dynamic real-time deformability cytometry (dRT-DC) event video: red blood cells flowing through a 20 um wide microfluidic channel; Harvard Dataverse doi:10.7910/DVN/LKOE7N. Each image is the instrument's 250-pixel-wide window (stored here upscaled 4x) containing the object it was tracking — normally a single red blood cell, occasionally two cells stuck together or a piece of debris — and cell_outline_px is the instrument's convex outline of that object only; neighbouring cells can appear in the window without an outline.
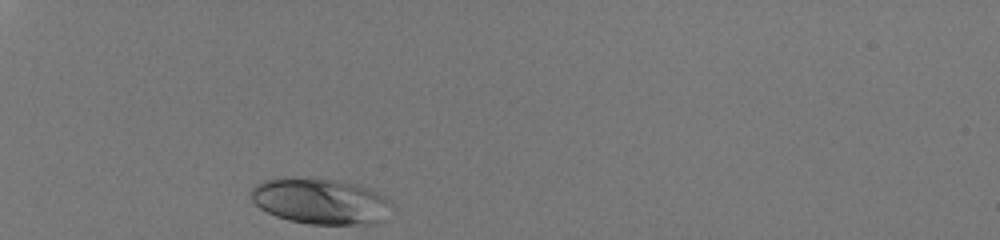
{"species": "human", "species_latin": "Homo sapiens", "temperature_condition": "room temperature", "stored_images_in_passage": 29, "camera_frame_rate_fps": 3000, "um_per_image_px": 0.085, "donor": {"sex": "male"}, "frame": {"image": 1, "passage_image": 1, "time_ms": 0.0, "image_size_px": [1000, 240], "cell_outline_px": [[392, 204], [376, 224], [308, 224], [288, 220], [276, 216], [260, 208], [252, 200], [252, 188], [256, 184], [264, 180], [336, 180], [356, 184], [368, 188], [392, 200]], "centroid_in_image_um": [27.26, 17.14], "position_along_channel_um": 57.7, "area_um2": 36.47}}
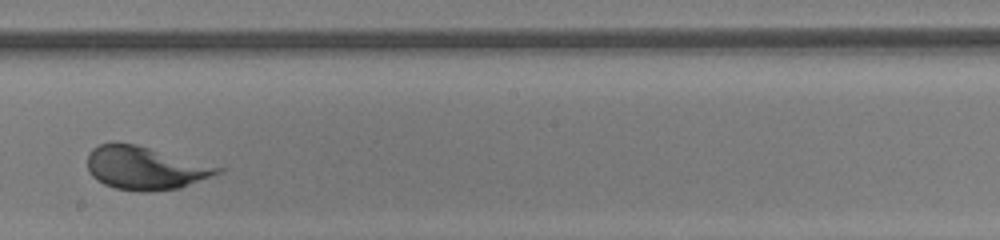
{"frame": {"image": 2, "passage_image": 17, "time_ms": 5.333, "image_size_px": [1000, 240], "cell_outline_px": [[224, 168], [220, 172], [180, 188], [144, 192], [140, 192], [116, 188], [104, 184], [96, 180], [88, 172], [88, 152], [92, 148], [100, 144], [112, 140], [136, 144]], "centroid_in_image_um": [12.26, 14.26], "position_along_channel_um": 235.9, "area_um2": 32.77}}
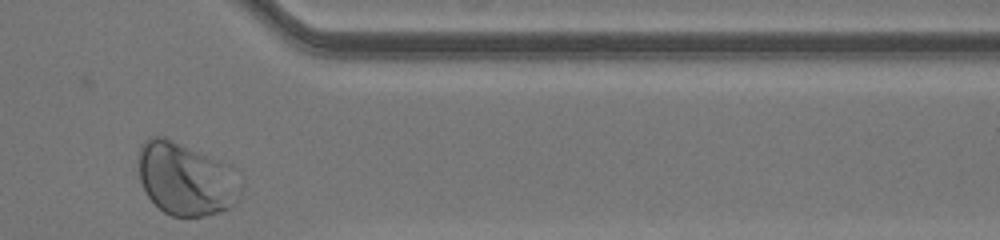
{"frame": {"image": 3, "passage_image": 29, "time_ms": 9.333, "image_size_px": [1000, 240], "cell_outline_px": [[240, 196], [228, 208], [204, 216], [172, 216], [164, 212], [148, 196], [140, 180], [136, 164], [136, 156], [140, 144], [148, 136], [164, 136], [220, 160], [228, 164], [240, 192]], "centroid_in_image_um": [15.68, 15.17], "position_along_channel_um": 395.7, "area_um2": 43.18}}